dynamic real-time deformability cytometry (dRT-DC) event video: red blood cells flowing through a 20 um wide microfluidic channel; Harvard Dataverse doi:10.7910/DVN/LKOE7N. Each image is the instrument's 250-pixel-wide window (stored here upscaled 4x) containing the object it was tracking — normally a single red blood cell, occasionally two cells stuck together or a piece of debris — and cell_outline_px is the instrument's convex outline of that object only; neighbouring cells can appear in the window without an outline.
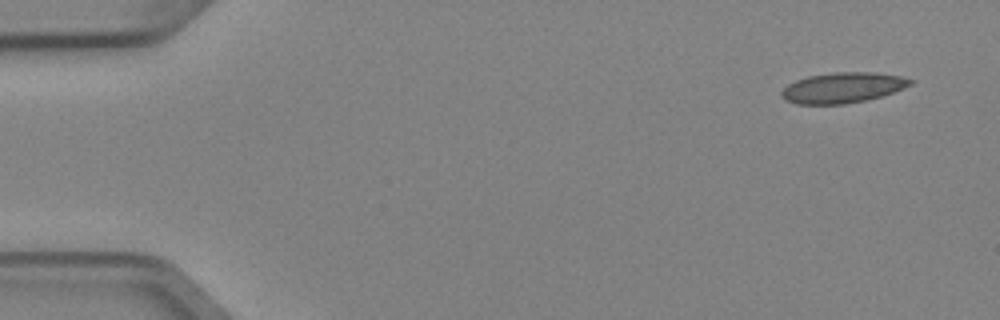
{"species": "Egyptian fruit bat (a non-hibernating species)", "species_latin": "Rousettus aegyptiacus", "temperature_condition": "cold", "stored_images_in_passage": 6, "camera_frame_rate_fps": 3000, "um_per_image_px": 0.085, "animal": {"sex": "female"}, "frame": {"image": 1, "passage_image": 1, "time_ms": 0.0, "image_size_px": [1000, 320], "cell_outline_px": [[912, 84], [904, 88], [880, 96], [864, 100], [844, 104], [796, 104], [784, 100], [780, 96], [780, 92], [788, 84], [796, 80], [808, 76], [832, 72], [872, 72], [900, 76], [912, 80]], "centroid_in_image_um": [71.57, 7.45], "position_along_channel_um": 13.4, "area_um2": 22.77}}
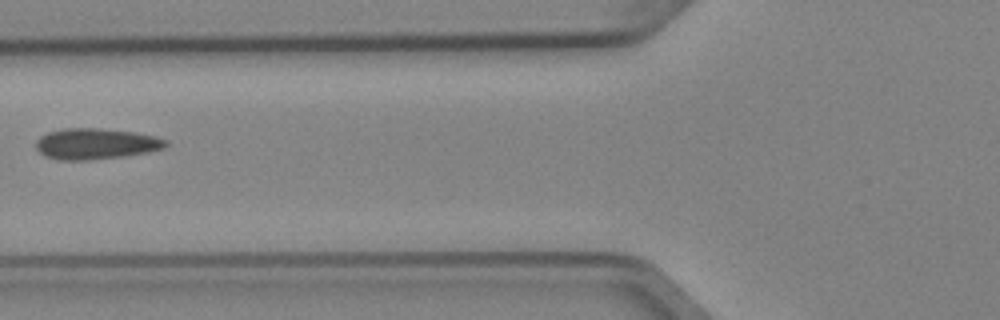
{"frame": {"image": 2, "passage_image": 5, "time_ms": 1.333, "image_size_px": [1000, 320], "cell_outline_px": [[168, 144], [164, 148], [124, 156], [88, 160], [60, 160], [44, 156], [36, 148], [36, 140], [40, 136], [48, 132], [64, 128], [100, 128], [132, 132], [156, 136], [168, 140]], "centroid_in_image_um": [8.12, 12.22], "position_along_channel_um": 117.7, "area_um2": 23.35}}
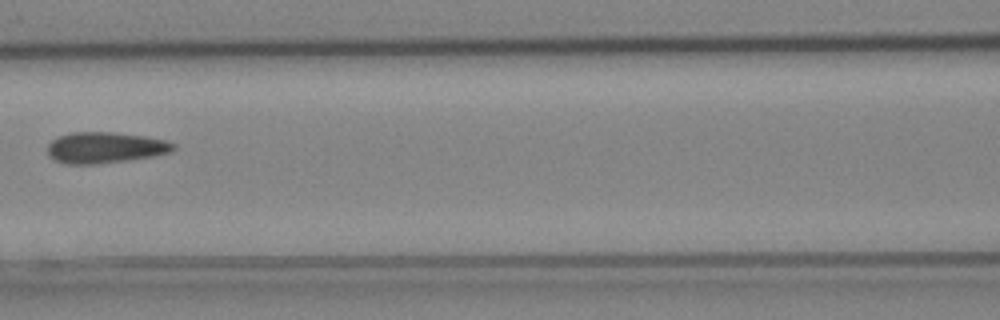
{"frame": {"image": 3, "passage_image": 6, "time_ms": 1.667, "image_size_px": [1000, 320], "cell_outline_px": [[176, 148], [172, 152], [152, 156], [96, 164], [64, 164], [56, 160], [48, 152], [48, 144], [52, 140], [60, 136], [72, 132], [112, 132], [144, 136], [168, 140], [176, 144]], "centroid_in_image_um": [8.98, 12.54], "position_along_channel_um": 157.6, "area_um2": 22.66}}